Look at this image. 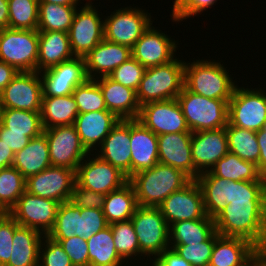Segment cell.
I'll use <instances>...</instances> for the list:
<instances>
[{
  "mask_svg": "<svg viewBox=\"0 0 266 266\" xmlns=\"http://www.w3.org/2000/svg\"><path fill=\"white\" fill-rule=\"evenodd\" d=\"M214 224L219 235L243 238L257 247L266 239V200L232 201Z\"/></svg>",
  "mask_w": 266,
  "mask_h": 266,
  "instance_id": "obj_1",
  "label": "cell"
},
{
  "mask_svg": "<svg viewBox=\"0 0 266 266\" xmlns=\"http://www.w3.org/2000/svg\"><path fill=\"white\" fill-rule=\"evenodd\" d=\"M190 181L182 171L161 163L129 178L138 206L142 207H158L171 193L182 189Z\"/></svg>",
  "mask_w": 266,
  "mask_h": 266,
  "instance_id": "obj_2",
  "label": "cell"
},
{
  "mask_svg": "<svg viewBox=\"0 0 266 266\" xmlns=\"http://www.w3.org/2000/svg\"><path fill=\"white\" fill-rule=\"evenodd\" d=\"M226 69L223 63L214 59L185 62L184 86L209 99L230 100L237 82Z\"/></svg>",
  "mask_w": 266,
  "mask_h": 266,
  "instance_id": "obj_3",
  "label": "cell"
},
{
  "mask_svg": "<svg viewBox=\"0 0 266 266\" xmlns=\"http://www.w3.org/2000/svg\"><path fill=\"white\" fill-rule=\"evenodd\" d=\"M179 57L167 64L146 68L137 89L140 106L148 102L177 98L184 87L185 61Z\"/></svg>",
  "mask_w": 266,
  "mask_h": 266,
  "instance_id": "obj_4",
  "label": "cell"
},
{
  "mask_svg": "<svg viewBox=\"0 0 266 266\" xmlns=\"http://www.w3.org/2000/svg\"><path fill=\"white\" fill-rule=\"evenodd\" d=\"M191 132L227 127L229 100L209 99L185 86L176 98Z\"/></svg>",
  "mask_w": 266,
  "mask_h": 266,
  "instance_id": "obj_5",
  "label": "cell"
},
{
  "mask_svg": "<svg viewBox=\"0 0 266 266\" xmlns=\"http://www.w3.org/2000/svg\"><path fill=\"white\" fill-rule=\"evenodd\" d=\"M131 221L139 243V260L147 257L150 261L151 256L157 258L170 247L169 226L158 207L138 206Z\"/></svg>",
  "mask_w": 266,
  "mask_h": 266,
  "instance_id": "obj_6",
  "label": "cell"
},
{
  "mask_svg": "<svg viewBox=\"0 0 266 266\" xmlns=\"http://www.w3.org/2000/svg\"><path fill=\"white\" fill-rule=\"evenodd\" d=\"M39 31L5 28L0 31V60L18 72L37 71Z\"/></svg>",
  "mask_w": 266,
  "mask_h": 266,
  "instance_id": "obj_7",
  "label": "cell"
},
{
  "mask_svg": "<svg viewBox=\"0 0 266 266\" xmlns=\"http://www.w3.org/2000/svg\"><path fill=\"white\" fill-rule=\"evenodd\" d=\"M265 88L237 86L228 102V123L243 129L259 131L266 123ZM264 90V91H263Z\"/></svg>",
  "mask_w": 266,
  "mask_h": 266,
  "instance_id": "obj_8",
  "label": "cell"
},
{
  "mask_svg": "<svg viewBox=\"0 0 266 266\" xmlns=\"http://www.w3.org/2000/svg\"><path fill=\"white\" fill-rule=\"evenodd\" d=\"M148 11L139 7H121L104 18V39L130 48L153 24Z\"/></svg>",
  "mask_w": 266,
  "mask_h": 266,
  "instance_id": "obj_9",
  "label": "cell"
},
{
  "mask_svg": "<svg viewBox=\"0 0 266 266\" xmlns=\"http://www.w3.org/2000/svg\"><path fill=\"white\" fill-rule=\"evenodd\" d=\"M92 4L87 1L77 8L68 32L70 47L76 57H84L104 39V20Z\"/></svg>",
  "mask_w": 266,
  "mask_h": 266,
  "instance_id": "obj_10",
  "label": "cell"
},
{
  "mask_svg": "<svg viewBox=\"0 0 266 266\" xmlns=\"http://www.w3.org/2000/svg\"><path fill=\"white\" fill-rule=\"evenodd\" d=\"M43 133L48 141L52 166L76 171L89 154L82 145L74 125L51 127L44 129Z\"/></svg>",
  "mask_w": 266,
  "mask_h": 266,
  "instance_id": "obj_11",
  "label": "cell"
},
{
  "mask_svg": "<svg viewBox=\"0 0 266 266\" xmlns=\"http://www.w3.org/2000/svg\"><path fill=\"white\" fill-rule=\"evenodd\" d=\"M136 120L157 136L192 133L187 126L181 106L176 98L143 104Z\"/></svg>",
  "mask_w": 266,
  "mask_h": 266,
  "instance_id": "obj_12",
  "label": "cell"
},
{
  "mask_svg": "<svg viewBox=\"0 0 266 266\" xmlns=\"http://www.w3.org/2000/svg\"><path fill=\"white\" fill-rule=\"evenodd\" d=\"M128 181L118 168L94 153H89L76 170V183L80 187L105 195L121 188Z\"/></svg>",
  "mask_w": 266,
  "mask_h": 266,
  "instance_id": "obj_13",
  "label": "cell"
},
{
  "mask_svg": "<svg viewBox=\"0 0 266 266\" xmlns=\"http://www.w3.org/2000/svg\"><path fill=\"white\" fill-rule=\"evenodd\" d=\"M59 202L42 198L25 191L10 216L20 225L36 229L44 235L53 229Z\"/></svg>",
  "mask_w": 266,
  "mask_h": 266,
  "instance_id": "obj_14",
  "label": "cell"
},
{
  "mask_svg": "<svg viewBox=\"0 0 266 266\" xmlns=\"http://www.w3.org/2000/svg\"><path fill=\"white\" fill-rule=\"evenodd\" d=\"M168 226L175 222L205 218L203 194L196 180L171 193L159 206Z\"/></svg>",
  "mask_w": 266,
  "mask_h": 266,
  "instance_id": "obj_15",
  "label": "cell"
},
{
  "mask_svg": "<svg viewBox=\"0 0 266 266\" xmlns=\"http://www.w3.org/2000/svg\"><path fill=\"white\" fill-rule=\"evenodd\" d=\"M75 184V170L50 166L26 179V191L61 204L70 201Z\"/></svg>",
  "mask_w": 266,
  "mask_h": 266,
  "instance_id": "obj_16",
  "label": "cell"
},
{
  "mask_svg": "<svg viewBox=\"0 0 266 266\" xmlns=\"http://www.w3.org/2000/svg\"><path fill=\"white\" fill-rule=\"evenodd\" d=\"M0 94L4 109L41 112L43 87L40 73L19 72Z\"/></svg>",
  "mask_w": 266,
  "mask_h": 266,
  "instance_id": "obj_17",
  "label": "cell"
},
{
  "mask_svg": "<svg viewBox=\"0 0 266 266\" xmlns=\"http://www.w3.org/2000/svg\"><path fill=\"white\" fill-rule=\"evenodd\" d=\"M151 24L131 48L132 57L145 68L164 65L176 57L177 41ZM177 42V43H176Z\"/></svg>",
  "mask_w": 266,
  "mask_h": 266,
  "instance_id": "obj_18",
  "label": "cell"
},
{
  "mask_svg": "<svg viewBox=\"0 0 266 266\" xmlns=\"http://www.w3.org/2000/svg\"><path fill=\"white\" fill-rule=\"evenodd\" d=\"M43 97L67 96L87 79L84 57H74L59 65L39 72Z\"/></svg>",
  "mask_w": 266,
  "mask_h": 266,
  "instance_id": "obj_19",
  "label": "cell"
},
{
  "mask_svg": "<svg viewBox=\"0 0 266 266\" xmlns=\"http://www.w3.org/2000/svg\"><path fill=\"white\" fill-rule=\"evenodd\" d=\"M191 150L196 180L199 174L210 171L229 152L226 127L192 132Z\"/></svg>",
  "mask_w": 266,
  "mask_h": 266,
  "instance_id": "obj_20",
  "label": "cell"
},
{
  "mask_svg": "<svg viewBox=\"0 0 266 266\" xmlns=\"http://www.w3.org/2000/svg\"><path fill=\"white\" fill-rule=\"evenodd\" d=\"M130 144V120H120L104 138L95 154L118 168L129 179L131 177Z\"/></svg>",
  "mask_w": 266,
  "mask_h": 266,
  "instance_id": "obj_21",
  "label": "cell"
},
{
  "mask_svg": "<svg viewBox=\"0 0 266 266\" xmlns=\"http://www.w3.org/2000/svg\"><path fill=\"white\" fill-rule=\"evenodd\" d=\"M192 133H173L158 136L159 163L172 166L194 180L191 150Z\"/></svg>",
  "mask_w": 266,
  "mask_h": 266,
  "instance_id": "obj_22",
  "label": "cell"
},
{
  "mask_svg": "<svg viewBox=\"0 0 266 266\" xmlns=\"http://www.w3.org/2000/svg\"><path fill=\"white\" fill-rule=\"evenodd\" d=\"M131 57L130 47L103 39L84 56L88 79L109 76Z\"/></svg>",
  "mask_w": 266,
  "mask_h": 266,
  "instance_id": "obj_23",
  "label": "cell"
},
{
  "mask_svg": "<svg viewBox=\"0 0 266 266\" xmlns=\"http://www.w3.org/2000/svg\"><path fill=\"white\" fill-rule=\"evenodd\" d=\"M95 80L100 86L108 111L115 114L120 120L137 119L141 106L136 90L121 85L109 76H102Z\"/></svg>",
  "mask_w": 266,
  "mask_h": 266,
  "instance_id": "obj_24",
  "label": "cell"
},
{
  "mask_svg": "<svg viewBox=\"0 0 266 266\" xmlns=\"http://www.w3.org/2000/svg\"><path fill=\"white\" fill-rule=\"evenodd\" d=\"M119 121L110 111H95L78 114L74 126L82 145L89 153H94Z\"/></svg>",
  "mask_w": 266,
  "mask_h": 266,
  "instance_id": "obj_25",
  "label": "cell"
},
{
  "mask_svg": "<svg viewBox=\"0 0 266 266\" xmlns=\"http://www.w3.org/2000/svg\"><path fill=\"white\" fill-rule=\"evenodd\" d=\"M131 176L159 163L158 136L138 120H130Z\"/></svg>",
  "mask_w": 266,
  "mask_h": 266,
  "instance_id": "obj_26",
  "label": "cell"
},
{
  "mask_svg": "<svg viewBox=\"0 0 266 266\" xmlns=\"http://www.w3.org/2000/svg\"><path fill=\"white\" fill-rule=\"evenodd\" d=\"M256 246L239 237L219 236L208 266H254Z\"/></svg>",
  "mask_w": 266,
  "mask_h": 266,
  "instance_id": "obj_27",
  "label": "cell"
},
{
  "mask_svg": "<svg viewBox=\"0 0 266 266\" xmlns=\"http://www.w3.org/2000/svg\"><path fill=\"white\" fill-rule=\"evenodd\" d=\"M69 34L61 31H39L37 72L74 58Z\"/></svg>",
  "mask_w": 266,
  "mask_h": 266,
  "instance_id": "obj_28",
  "label": "cell"
},
{
  "mask_svg": "<svg viewBox=\"0 0 266 266\" xmlns=\"http://www.w3.org/2000/svg\"><path fill=\"white\" fill-rule=\"evenodd\" d=\"M12 166L26 179L52 166L46 135L42 133L38 137L31 138L22 150L15 153Z\"/></svg>",
  "mask_w": 266,
  "mask_h": 266,
  "instance_id": "obj_29",
  "label": "cell"
},
{
  "mask_svg": "<svg viewBox=\"0 0 266 266\" xmlns=\"http://www.w3.org/2000/svg\"><path fill=\"white\" fill-rule=\"evenodd\" d=\"M44 236L36 229L19 225L15 229L11 256L5 266H38Z\"/></svg>",
  "mask_w": 266,
  "mask_h": 266,
  "instance_id": "obj_30",
  "label": "cell"
},
{
  "mask_svg": "<svg viewBox=\"0 0 266 266\" xmlns=\"http://www.w3.org/2000/svg\"><path fill=\"white\" fill-rule=\"evenodd\" d=\"M79 114L72 94L67 96L42 97L41 122L43 129L55 126L74 125Z\"/></svg>",
  "mask_w": 266,
  "mask_h": 266,
  "instance_id": "obj_31",
  "label": "cell"
},
{
  "mask_svg": "<svg viewBox=\"0 0 266 266\" xmlns=\"http://www.w3.org/2000/svg\"><path fill=\"white\" fill-rule=\"evenodd\" d=\"M138 207L133 185L128 181L105 196L103 214L108 224L131 220Z\"/></svg>",
  "mask_w": 266,
  "mask_h": 266,
  "instance_id": "obj_32",
  "label": "cell"
},
{
  "mask_svg": "<svg viewBox=\"0 0 266 266\" xmlns=\"http://www.w3.org/2000/svg\"><path fill=\"white\" fill-rule=\"evenodd\" d=\"M196 181L203 194L206 215L214 219L228 204L229 180L207 171L199 174Z\"/></svg>",
  "mask_w": 266,
  "mask_h": 266,
  "instance_id": "obj_33",
  "label": "cell"
},
{
  "mask_svg": "<svg viewBox=\"0 0 266 266\" xmlns=\"http://www.w3.org/2000/svg\"><path fill=\"white\" fill-rule=\"evenodd\" d=\"M214 219L179 221L169 226L170 245H190L205 242L215 232Z\"/></svg>",
  "mask_w": 266,
  "mask_h": 266,
  "instance_id": "obj_34",
  "label": "cell"
},
{
  "mask_svg": "<svg viewBox=\"0 0 266 266\" xmlns=\"http://www.w3.org/2000/svg\"><path fill=\"white\" fill-rule=\"evenodd\" d=\"M87 241L89 266H122L124 261L115 249L110 225L93 234Z\"/></svg>",
  "mask_w": 266,
  "mask_h": 266,
  "instance_id": "obj_35",
  "label": "cell"
},
{
  "mask_svg": "<svg viewBox=\"0 0 266 266\" xmlns=\"http://www.w3.org/2000/svg\"><path fill=\"white\" fill-rule=\"evenodd\" d=\"M210 172L229 181H265L256 164L244 161L231 152L222 157Z\"/></svg>",
  "mask_w": 266,
  "mask_h": 266,
  "instance_id": "obj_36",
  "label": "cell"
},
{
  "mask_svg": "<svg viewBox=\"0 0 266 266\" xmlns=\"http://www.w3.org/2000/svg\"><path fill=\"white\" fill-rule=\"evenodd\" d=\"M226 135L228 151L236 154L244 161L256 164L259 170L260 148L256 131L239 128L228 123Z\"/></svg>",
  "mask_w": 266,
  "mask_h": 266,
  "instance_id": "obj_37",
  "label": "cell"
},
{
  "mask_svg": "<svg viewBox=\"0 0 266 266\" xmlns=\"http://www.w3.org/2000/svg\"><path fill=\"white\" fill-rule=\"evenodd\" d=\"M77 8V6L39 3L37 30L68 33Z\"/></svg>",
  "mask_w": 266,
  "mask_h": 266,
  "instance_id": "obj_38",
  "label": "cell"
},
{
  "mask_svg": "<svg viewBox=\"0 0 266 266\" xmlns=\"http://www.w3.org/2000/svg\"><path fill=\"white\" fill-rule=\"evenodd\" d=\"M1 123L7 132L24 133L30 139L43 133L41 112L19 109H4Z\"/></svg>",
  "mask_w": 266,
  "mask_h": 266,
  "instance_id": "obj_39",
  "label": "cell"
},
{
  "mask_svg": "<svg viewBox=\"0 0 266 266\" xmlns=\"http://www.w3.org/2000/svg\"><path fill=\"white\" fill-rule=\"evenodd\" d=\"M26 191V178L13 166L0 169V208L10 211Z\"/></svg>",
  "mask_w": 266,
  "mask_h": 266,
  "instance_id": "obj_40",
  "label": "cell"
},
{
  "mask_svg": "<svg viewBox=\"0 0 266 266\" xmlns=\"http://www.w3.org/2000/svg\"><path fill=\"white\" fill-rule=\"evenodd\" d=\"M113 234L115 249L119 256L127 261L124 266L128 265L129 260L132 262L137 255L140 256L139 243L137 234L134 230L131 220L114 222L109 224Z\"/></svg>",
  "mask_w": 266,
  "mask_h": 266,
  "instance_id": "obj_41",
  "label": "cell"
},
{
  "mask_svg": "<svg viewBox=\"0 0 266 266\" xmlns=\"http://www.w3.org/2000/svg\"><path fill=\"white\" fill-rule=\"evenodd\" d=\"M9 28L37 30L39 0H8Z\"/></svg>",
  "mask_w": 266,
  "mask_h": 266,
  "instance_id": "obj_42",
  "label": "cell"
},
{
  "mask_svg": "<svg viewBox=\"0 0 266 266\" xmlns=\"http://www.w3.org/2000/svg\"><path fill=\"white\" fill-rule=\"evenodd\" d=\"M80 208L71 201L59 204L53 229L48 233L51 239H69L77 236Z\"/></svg>",
  "mask_w": 266,
  "mask_h": 266,
  "instance_id": "obj_43",
  "label": "cell"
},
{
  "mask_svg": "<svg viewBox=\"0 0 266 266\" xmlns=\"http://www.w3.org/2000/svg\"><path fill=\"white\" fill-rule=\"evenodd\" d=\"M72 96L79 109V114L95 111H108L99 84L95 79H87L78 85Z\"/></svg>",
  "mask_w": 266,
  "mask_h": 266,
  "instance_id": "obj_44",
  "label": "cell"
},
{
  "mask_svg": "<svg viewBox=\"0 0 266 266\" xmlns=\"http://www.w3.org/2000/svg\"><path fill=\"white\" fill-rule=\"evenodd\" d=\"M220 235L215 231L205 242L190 243V245H170L180 257L192 266H208L214 243Z\"/></svg>",
  "mask_w": 266,
  "mask_h": 266,
  "instance_id": "obj_45",
  "label": "cell"
},
{
  "mask_svg": "<svg viewBox=\"0 0 266 266\" xmlns=\"http://www.w3.org/2000/svg\"><path fill=\"white\" fill-rule=\"evenodd\" d=\"M240 200H266L265 181H229L228 204Z\"/></svg>",
  "mask_w": 266,
  "mask_h": 266,
  "instance_id": "obj_46",
  "label": "cell"
},
{
  "mask_svg": "<svg viewBox=\"0 0 266 266\" xmlns=\"http://www.w3.org/2000/svg\"><path fill=\"white\" fill-rule=\"evenodd\" d=\"M80 214L78 215L77 236L85 240L109 225L101 209L80 208Z\"/></svg>",
  "mask_w": 266,
  "mask_h": 266,
  "instance_id": "obj_47",
  "label": "cell"
},
{
  "mask_svg": "<svg viewBox=\"0 0 266 266\" xmlns=\"http://www.w3.org/2000/svg\"><path fill=\"white\" fill-rule=\"evenodd\" d=\"M146 68L133 57L118 66L109 77L123 86L138 89Z\"/></svg>",
  "mask_w": 266,
  "mask_h": 266,
  "instance_id": "obj_48",
  "label": "cell"
},
{
  "mask_svg": "<svg viewBox=\"0 0 266 266\" xmlns=\"http://www.w3.org/2000/svg\"><path fill=\"white\" fill-rule=\"evenodd\" d=\"M38 266H74L59 242L47 235L43 237L39 250Z\"/></svg>",
  "mask_w": 266,
  "mask_h": 266,
  "instance_id": "obj_49",
  "label": "cell"
},
{
  "mask_svg": "<svg viewBox=\"0 0 266 266\" xmlns=\"http://www.w3.org/2000/svg\"><path fill=\"white\" fill-rule=\"evenodd\" d=\"M218 0H174L172 7V21L182 22L191 16L201 15L204 11L216 5Z\"/></svg>",
  "mask_w": 266,
  "mask_h": 266,
  "instance_id": "obj_50",
  "label": "cell"
},
{
  "mask_svg": "<svg viewBox=\"0 0 266 266\" xmlns=\"http://www.w3.org/2000/svg\"><path fill=\"white\" fill-rule=\"evenodd\" d=\"M53 240L59 242L74 266H89L88 245L84 238L74 236L69 239Z\"/></svg>",
  "mask_w": 266,
  "mask_h": 266,
  "instance_id": "obj_51",
  "label": "cell"
},
{
  "mask_svg": "<svg viewBox=\"0 0 266 266\" xmlns=\"http://www.w3.org/2000/svg\"><path fill=\"white\" fill-rule=\"evenodd\" d=\"M105 194L87 190L75 184L70 201L79 208L103 210Z\"/></svg>",
  "mask_w": 266,
  "mask_h": 266,
  "instance_id": "obj_52",
  "label": "cell"
},
{
  "mask_svg": "<svg viewBox=\"0 0 266 266\" xmlns=\"http://www.w3.org/2000/svg\"><path fill=\"white\" fill-rule=\"evenodd\" d=\"M19 224L9 216L0 225V266H5L11 256L13 235Z\"/></svg>",
  "mask_w": 266,
  "mask_h": 266,
  "instance_id": "obj_53",
  "label": "cell"
},
{
  "mask_svg": "<svg viewBox=\"0 0 266 266\" xmlns=\"http://www.w3.org/2000/svg\"><path fill=\"white\" fill-rule=\"evenodd\" d=\"M0 140L9 146L15 154L29 143L30 138L24 133L7 132V128L0 123Z\"/></svg>",
  "mask_w": 266,
  "mask_h": 266,
  "instance_id": "obj_54",
  "label": "cell"
},
{
  "mask_svg": "<svg viewBox=\"0 0 266 266\" xmlns=\"http://www.w3.org/2000/svg\"><path fill=\"white\" fill-rule=\"evenodd\" d=\"M150 263L152 266H192L170 247L165 249L157 258L152 259Z\"/></svg>",
  "mask_w": 266,
  "mask_h": 266,
  "instance_id": "obj_55",
  "label": "cell"
},
{
  "mask_svg": "<svg viewBox=\"0 0 266 266\" xmlns=\"http://www.w3.org/2000/svg\"><path fill=\"white\" fill-rule=\"evenodd\" d=\"M18 73L13 66L0 60V93Z\"/></svg>",
  "mask_w": 266,
  "mask_h": 266,
  "instance_id": "obj_56",
  "label": "cell"
},
{
  "mask_svg": "<svg viewBox=\"0 0 266 266\" xmlns=\"http://www.w3.org/2000/svg\"><path fill=\"white\" fill-rule=\"evenodd\" d=\"M257 142L260 148L259 156V172L266 175V131L263 129L256 131Z\"/></svg>",
  "mask_w": 266,
  "mask_h": 266,
  "instance_id": "obj_57",
  "label": "cell"
},
{
  "mask_svg": "<svg viewBox=\"0 0 266 266\" xmlns=\"http://www.w3.org/2000/svg\"><path fill=\"white\" fill-rule=\"evenodd\" d=\"M14 155L10 147L0 140V169L11 167Z\"/></svg>",
  "mask_w": 266,
  "mask_h": 266,
  "instance_id": "obj_58",
  "label": "cell"
},
{
  "mask_svg": "<svg viewBox=\"0 0 266 266\" xmlns=\"http://www.w3.org/2000/svg\"><path fill=\"white\" fill-rule=\"evenodd\" d=\"M9 27L8 0H0V31Z\"/></svg>",
  "mask_w": 266,
  "mask_h": 266,
  "instance_id": "obj_59",
  "label": "cell"
},
{
  "mask_svg": "<svg viewBox=\"0 0 266 266\" xmlns=\"http://www.w3.org/2000/svg\"><path fill=\"white\" fill-rule=\"evenodd\" d=\"M256 264L266 266V239L256 247Z\"/></svg>",
  "mask_w": 266,
  "mask_h": 266,
  "instance_id": "obj_60",
  "label": "cell"
},
{
  "mask_svg": "<svg viewBox=\"0 0 266 266\" xmlns=\"http://www.w3.org/2000/svg\"><path fill=\"white\" fill-rule=\"evenodd\" d=\"M81 0H39V3H53L67 6H79Z\"/></svg>",
  "mask_w": 266,
  "mask_h": 266,
  "instance_id": "obj_61",
  "label": "cell"
},
{
  "mask_svg": "<svg viewBox=\"0 0 266 266\" xmlns=\"http://www.w3.org/2000/svg\"><path fill=\"white\" fill-rule=\"evenodd\" d=\"M10 216V211L0 208V225Z\"/></svg>",
  "mask_w": 266,
  "mask_h": 266,
  "instance_id": "obj_62",
  "label": "cell"
},
{
  "mask_svg": "<svg viewBox=\"0 0 266 266\" xmlns=\"http://www.w3.org/2000/svg\"><path fill=\"white\" fill-rule=\"evenodd\" d=\"M3 110H4V107H3L2 98H1V94H0V123L2 120Z\"/></svg>",
  "mask_w": 266,
  "mask_h": 266,
  "instance_id": "obj_63",
  "label": "cell"
},
{
  "mask_svg": "<svg viewBox=\"0 0 266 266\" xmlns=\"http://www.w3.org/2000/svg\"><path fill=\"white\" fill-rule=\"evenodd\" d=\"M265 179V197H266V175L264 176Z\"/></svg>",
  "mask_w": 266,
  "mask_h": 266,
  "instance_id": "obj_64",
  "label": "cell"
},
{
  "mask_svg": "<svg viewBox=\"0 0 266 266\" xmlns=\"http://www.w3.org/2000/svg\"><path fill=\"white\" fill-rule=\"evenodd\" d=\"M264 131H266V123L264 124L263 128Z\"/></svg>",
  "mask_w": 266,
  "mask_h": 266,
  "instance_id": "obj_65",
  "label": "cell"
}]
</instances>
